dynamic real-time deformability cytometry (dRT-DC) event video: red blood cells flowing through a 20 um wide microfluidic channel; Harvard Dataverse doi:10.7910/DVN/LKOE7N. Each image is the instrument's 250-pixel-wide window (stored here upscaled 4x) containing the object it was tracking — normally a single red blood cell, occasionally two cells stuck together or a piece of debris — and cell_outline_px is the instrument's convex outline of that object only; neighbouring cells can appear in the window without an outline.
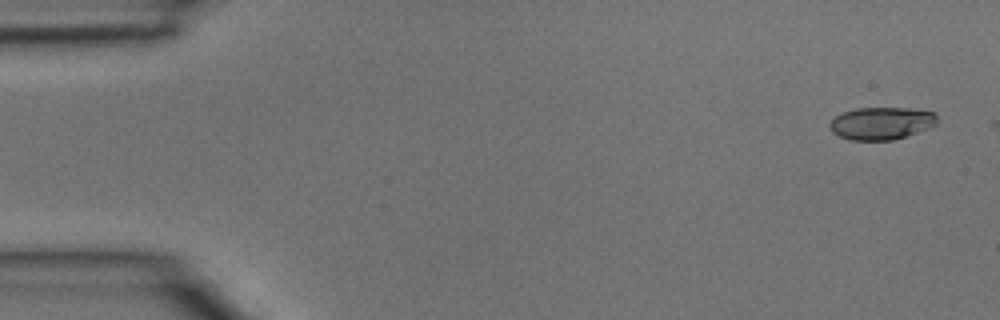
{"species": "common noctule bat (a hibernating species)", "species_latin": "Nyctalus noctula", "temperature_condition": "room temperature", "stored_images_in_passage": 3, "camera_frame_rate_fps": 3000, "um_per_image_px": 0.085, "animal": {"sex": "male", "body_mass_g": 15.6}, "frame": {"image": 1, "passage_image": 1, "time_ms": 0.0, "image_size_px": [1000, 320], "cell_outline_px": [[936, 124], [928, 128], [892, 140], [852, 140], [840, 136], [832, 132], [828, 124], [836, 116], [844, 112], [856, 108], [908, 108], [936, 112]], "centroid_in_image_um": [74.91, 10.47], "position_along_channel_um": 10.1, "area_um2": 20.11}}